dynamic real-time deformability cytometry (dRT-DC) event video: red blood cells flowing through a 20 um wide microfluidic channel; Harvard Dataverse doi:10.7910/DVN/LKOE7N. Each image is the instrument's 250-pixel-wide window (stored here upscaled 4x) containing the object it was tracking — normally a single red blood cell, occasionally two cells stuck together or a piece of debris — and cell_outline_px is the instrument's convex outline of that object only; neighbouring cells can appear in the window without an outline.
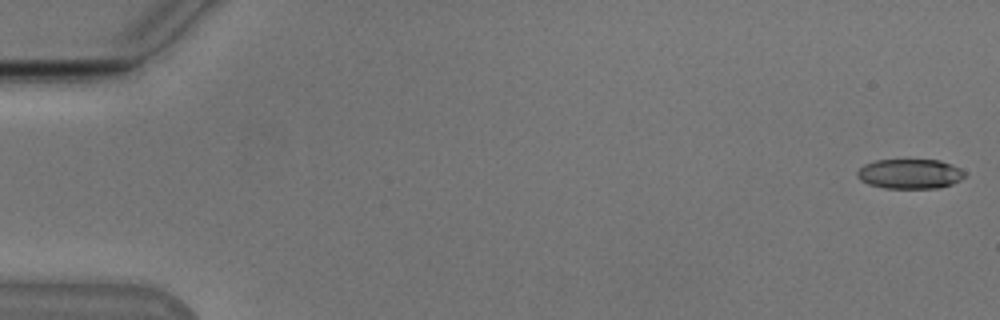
{"species": "Egyptian fruit bat (a non-hibernating species)", "species_latin": "Rousettus aegyptiacus", "temperature_condition": "cold", "stored_images_in_passage": 50, "camera_frame_rate_fps": 3000, "um_per_image_px": 0.085, "animal": {"sex": "male"}, "frame": {"image": 1, "passage_image": 1, "time_ms": 0.0, "image_size_px": [1000, 320], "cell_outline_px": [[964, 176], [960, 180], [952, 184], [936, 188], [884, 188], [868, 184], [860, 180], [856, 176], [856, 172], [864, 164], [876, 160], [940, 160], [952, 164], [960, 168], [964, 172]], "centroid_in_image_um": [77.32, 14.77], "position_along_channel_um": 7.7, "area_um2": 18.67}}
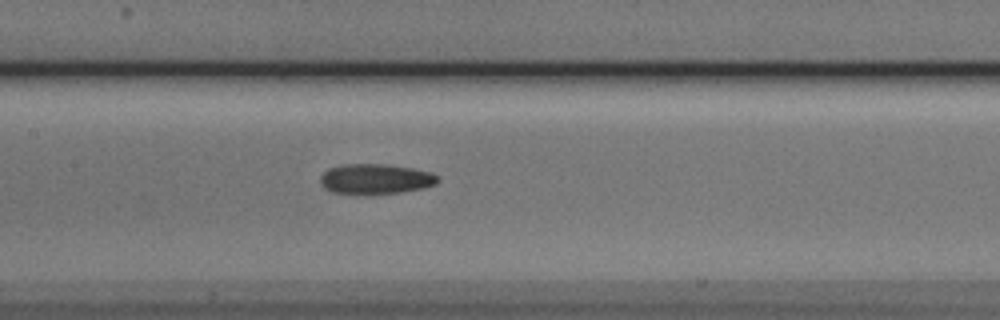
{"frame": {"image": 2, "passage_image": 26, "time_ms": 8.333, "image_size_px": [1000, 320], "cell_outline_px": [[440, 180], [436, 184], [424, 188], [400, 192], [372, 196], [332, 192], [324, 188], [320, 184], [320, 176], [328, 168], [344, 164], [384, 164], [412, 168], [432, 172], [440, 176]], "centroid_in_image_um": [31.93, 15.23], "position_along_channel_um": 175.5, "area_um2": 21.27}}
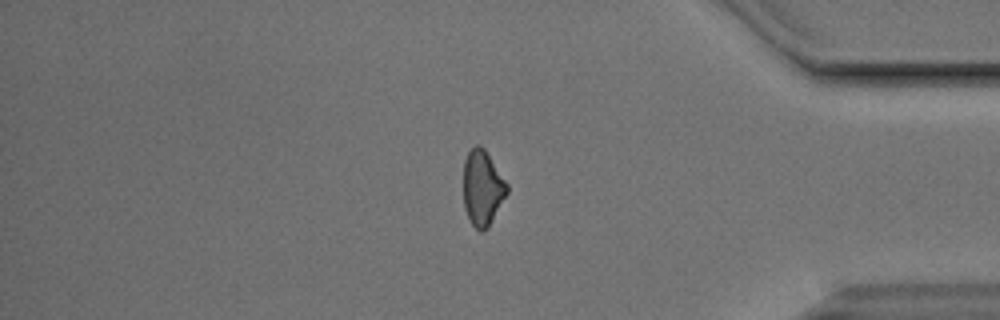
{"frame": {"image": 3, "passage_image": 45, "time_ms": 14.667, "image_size_px": [1000, 320], "cell_outline_px": [[508, 192], [488, 228], [484, 232], [480, 232], [472, 224], [464, 208], [464, 160], [468, 152], [476, 144], [480, 144], [484, 148], [508, 184]], "centroid_in_image_um": [41.01, 15.98], "position_along_channel_um": 394.2, "area_um2": 19.13}}